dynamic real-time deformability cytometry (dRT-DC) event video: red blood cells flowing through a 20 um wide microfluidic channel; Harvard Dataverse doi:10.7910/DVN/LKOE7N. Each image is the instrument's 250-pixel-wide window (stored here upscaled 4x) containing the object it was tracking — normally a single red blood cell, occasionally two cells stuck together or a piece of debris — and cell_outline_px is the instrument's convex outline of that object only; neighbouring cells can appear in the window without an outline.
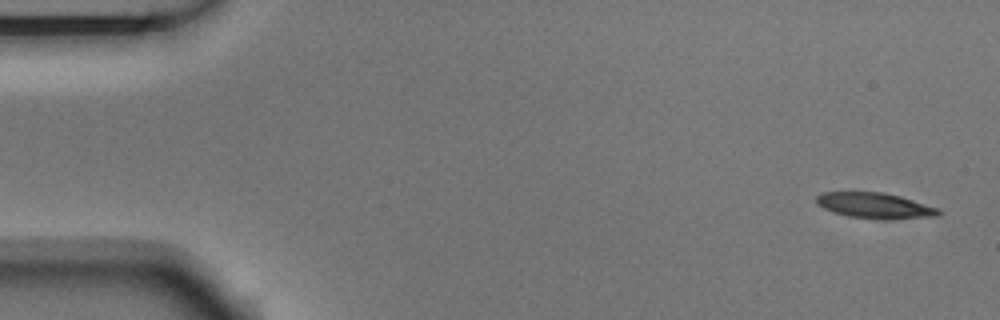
{"species": "Egyptian fruit bat (a non-hibernating species)", "species_latin": "Rousettus aegyptiacus", "temperature_condition": "room temperature", "stored_images_in_passage": 8, "camera_frame_rate_fps": 3000, "um_per_image_px": 0.085, "animal": {"sex": "male"}, "frame": {"image": 1, "passage_image": 1, "time_ms": 0.0, "image_size_px": [1000, 320], "cell_outline_px": [[940, 216], [892, 220], [884, 220], [848, 216], [832, 212], [816, 204], [816, 196], [824, 192], [884, 192], [900, 196], [940, 208]], "centroid_in_image_um": [74.4, 17.49], "position_along_channel_um": 10.6, "area_um2": 18.55}}
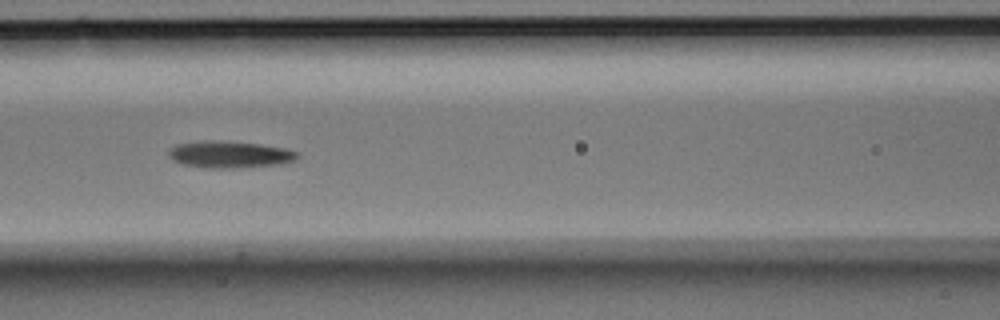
{"frame": {"image": 2, "passage_image": 7, "time_ms": 2.0, "image_size_px": [1000, 320], "cell_outline_px": [[300, 156], [296, 160], [280, 164], [240, 168], [204, 168], [184, 164], [172, 160], [168, 156], [168, 148], [176, 144], [204, 140], [216, 140], [260, 144], [284, 148], [300, 152]], "centroid_in_image_um": [19.52, 13.13], "position_along_channel_um": 147.1, "area_um2": 20.46}}
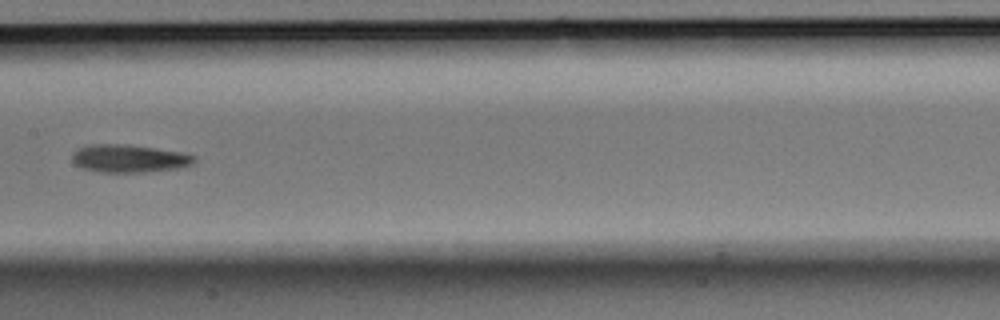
{"frame": {"image": 3, "passage_image": 8, "time_ms": 2.333, "image_size_px": [1000, 320], "cell_outline_px": [[196, 160], [192, 164], [176, 168], [144, 172], [96, 172], [80, 168], [72, 160], [72, 152], [76, 148], [88, 144], [124, 144], [156, 148], [180, 152], [196, 156]], "centroid_in_image_um": [10.9, 13.46], "position_along_channel_um": 196.5, "area_um2": 19.94}}